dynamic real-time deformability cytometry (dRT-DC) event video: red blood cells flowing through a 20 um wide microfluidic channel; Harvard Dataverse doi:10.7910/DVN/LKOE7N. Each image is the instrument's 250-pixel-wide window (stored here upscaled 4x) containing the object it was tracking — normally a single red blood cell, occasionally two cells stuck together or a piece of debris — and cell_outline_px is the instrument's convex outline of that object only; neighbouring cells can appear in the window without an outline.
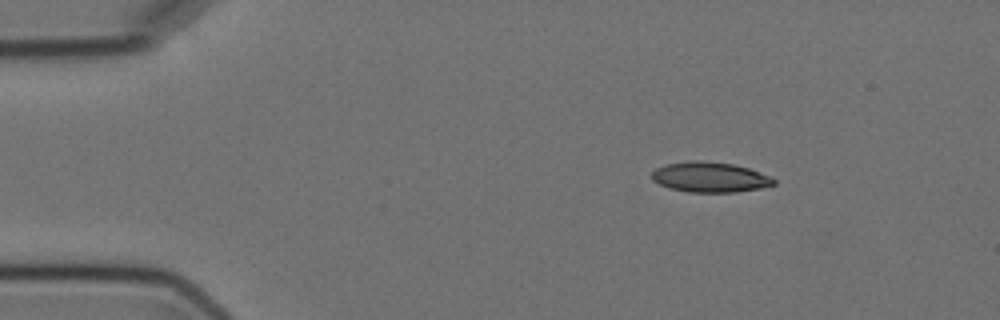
{"species": "Egyptian fruit bat (a non-hibernating species)", "species_latin": "Rousettus aegyptiacus", "temperature_condition": "cold", "stored_images_in_passage": 4, "segment_of_instrument_passage": [1, 2], "camera_frame_rate_fps": 3000, "um_per_image_px": 0.085, "animal": {"sex": "female"}, "frame": {"image": 1, "passage_image": 1, "time_ms": 0.0, "image_size_px": [1000, 320], "cell_outline_px": [[776, 184], [760, 188], [736, 192], [688, 192], [668, 188], [652, 180], [652, 172], [656, 168], [668, 164], [692, 160], [700, 160], [736, 164], [772, 176], [776, 180]], "centroid_in_image_um": [60.37, 15.06], "position_along_channel_um": 24.6, "area_um2": 21.62}}